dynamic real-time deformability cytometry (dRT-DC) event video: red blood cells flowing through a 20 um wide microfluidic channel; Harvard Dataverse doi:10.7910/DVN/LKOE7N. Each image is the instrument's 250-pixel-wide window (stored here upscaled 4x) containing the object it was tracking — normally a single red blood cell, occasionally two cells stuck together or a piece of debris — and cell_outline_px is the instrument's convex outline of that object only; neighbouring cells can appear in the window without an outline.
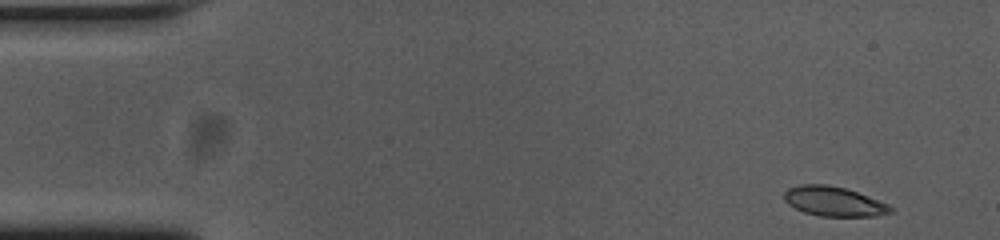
{"species": "common noctule bat (a hibernating species)", "species_latin": "Nyctalus noctula", "temperature_condition": "cold", "stored_images_in_passage": 51, "camera_frame_rate_fps": 3000, "um_per_image_px": 0.085, "animal": {"sex": "female", "body_mass_g": 23.0, "forearm_length_mm": 53.4}, "frame": {"image": 1, "passage_image": 1, "time_ms": 0.0, "image_size_px": [1000, 240], "cell_outline_px": [[896, 212], [876, 216], [820, 216], [804, 212], [788, 204], [784, 200], [784, 192], [788, 188], [800, 184], [828, 184], [844, 188], [856, 192], [888, 204], [896, 208]], "centroid_in_image_um": [70.9, 17.12], "position_along_channel_um": 14.1, "area_um2": 18.44}}
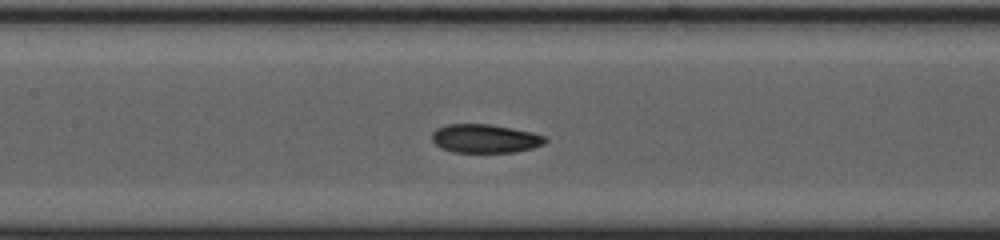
{"frame": {"image": 2, "passage_image": 22, "time_ms": 7.0, "image_size_px": [1000, 240], "cell_outline_px": [[548, 140], [544, 144], [532, 148], [516, 152], [452, 152], [440, 148], [432, 140], [432, 132], [436, 128], [448, 124], [488, 124], [512, 128], [532, 132], [548, 136]], "centroid_in_image_um": [41.25, 11.78], "position_along_channel_um": 166.2, "area_um2": 19.07}}
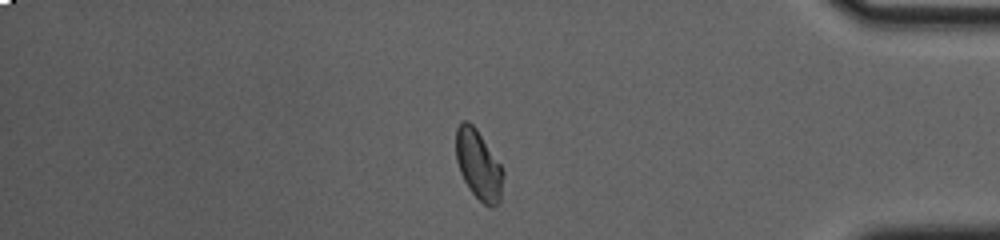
{"frame": {"image": 3, "passage_image": 43, "time_ms": 14.0, "image_size_px": [1000, 240], "cell_outline_px": [[504, 176], [500, 200], [492, 208], [488, 208], [468, 188], [460, 172], [456, 160], [456, 128], [460, 120], [468, 120], [476, 128], [500, 164], [504, 172]], "centroid_in_image_um": [40.66, 14.0], "position_along_channel_um": 394.5, "area_um2": 19.19}, "authors_computed_cell_mechanics": {"area_um2": 19.074, "velocity_mm_per_s": 3.7257, "shape_relaxation_time_tau1_ms": null, "shape_relaxation_time_tau2_ms": 2.4874, "deformation_change_tau1": null, "deformation_change_tau2": 0.0526}}